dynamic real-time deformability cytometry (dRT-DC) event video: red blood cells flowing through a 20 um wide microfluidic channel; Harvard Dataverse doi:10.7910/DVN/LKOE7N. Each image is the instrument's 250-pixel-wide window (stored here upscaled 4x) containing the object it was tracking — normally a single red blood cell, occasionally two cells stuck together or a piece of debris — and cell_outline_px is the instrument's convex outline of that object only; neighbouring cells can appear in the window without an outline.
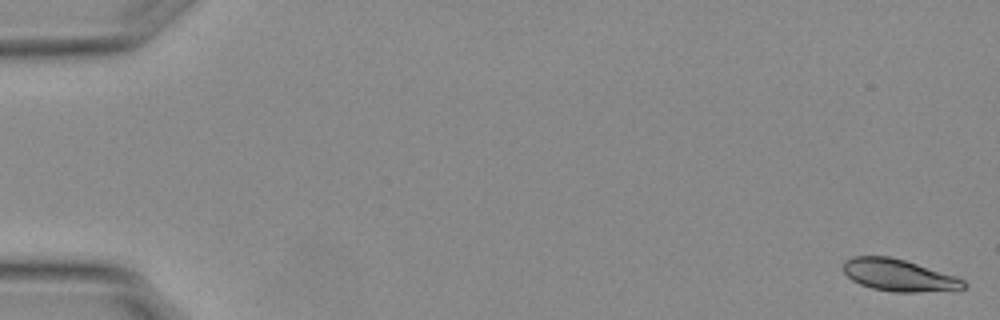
{"species": "Egyptian fruit bat (a non-hibernating species)", "species_latin": "Rousettus aegyptiacus", "temperature_condition": "warm", "stored_images_in_passage": 55, "camera_frame_rate_fps": 3000, "um_per_image_px": 0.085, "animal": {"sex": "female"}, "frame": {"image": 1, "passage_image": 1, "time_ms": 0.0, "image_size_px": [1000, 320], "cell_outline_px": [[968, 284], [964, 288], [956, 292], [892, 292], [872, 288], [860, 284], [852, 280], [844, 272], [844, 260], [852, 256], [888, 256], [904, 260], [956, 276], [964, 280]], "centroid_in_image_um": [76.47, 23.42], "position_along_channel_um": 8.5, "area_um2": 22.77}}
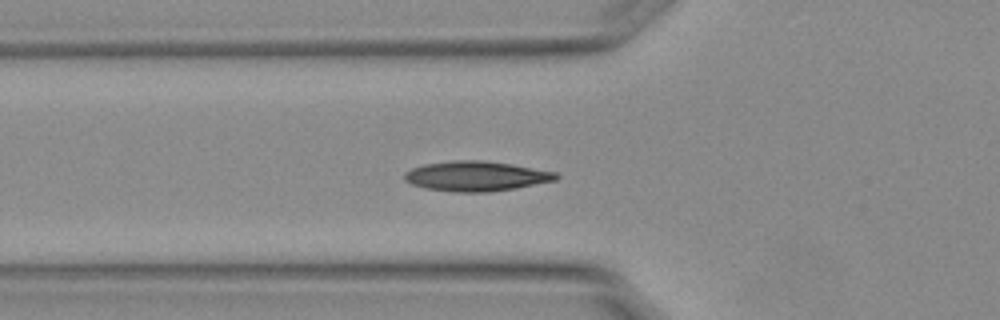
{"frame": {"image": 2, "passage_image": 20, "time_ms": 6.333, "image_size_px": [1000, 320], "cell_outline_px": [[560, 176], [556, 180], [516, 188], [488, 192], [456, 192], [424, 188], [412, 184], [404, 180], [404, 172], [412, 168], [424, 164], [452, 160], [480, 160], [512, 164], [556, 172]], "centroid_in_image_um": [40.46, 14.97], "position_along_channel_um": 85.3, "area_um2": 26.47}}
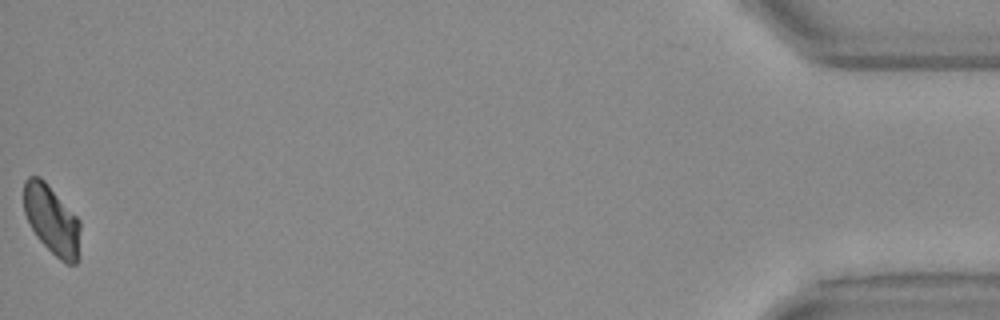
{"frame": {"image": 3, "passage_image": 55, "time_ms": 18.0, "image_size_px": [1000, 320], "cell_outline_px": [[80, 228], [76, 264], [68, 264], [60, 260], [36, 236], [24, 212], [24, 180], [28, 176], [40, 176], [44, 180], [80, 220]], "centroid_in_image_um": [4.39, 18.66], "position_along_channel_um": 430.8, "area_um2": 22.37}, "authors_computed_cell_mechanics": {"area_um2": 23.8714, "velocity_mm_per_s": 3.7604, "shape_relaxation_time_tau1_ms": 5.301, "shape_relaxation_time_tau2_ms": null, "deformation_change_tau1": 0.1261, "deformation_change_tau2": null}}